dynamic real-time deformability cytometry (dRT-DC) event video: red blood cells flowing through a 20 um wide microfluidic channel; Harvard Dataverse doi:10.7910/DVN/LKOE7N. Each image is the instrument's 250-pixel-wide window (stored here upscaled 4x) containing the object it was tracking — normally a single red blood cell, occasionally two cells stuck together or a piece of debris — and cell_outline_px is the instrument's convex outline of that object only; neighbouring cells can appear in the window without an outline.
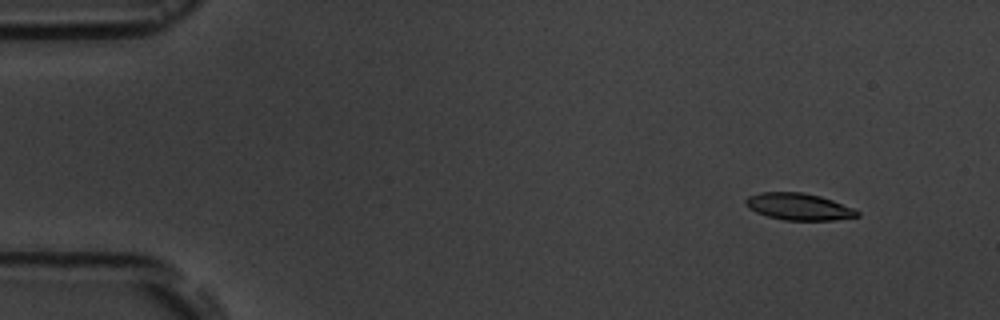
{"species": "common noctule bat (a hibernating species)", "species_latin": "Nyctalus noctula", "temperature_condition": "room temperature", "stored_images_in_passage": 10, "camera_frame_rate_fps": 3000, "um_per_image_px": 0.085, "animal": {"sex": "male", "body_mass_g": 19.5, "forearm_length_mm": 54.6}, "frame": {"image": 1, "passage_image": 1, "time_ms": 0.0, "image_size_px": [1000, 320], "cell_outline_px": [[860, 216], [836, 220], [784, 220], [768, 216], [756, 212], [748, 208], [744, 204], [744, 200], [748, 196], [760, 192], [804, 192], [820, 196], [832, 200], [852, 208], [860, 212]], "centroid_in_image_um": [67.87, 17.56], "position_along_channel_um": 17.1, "area_um2": 17.51}}
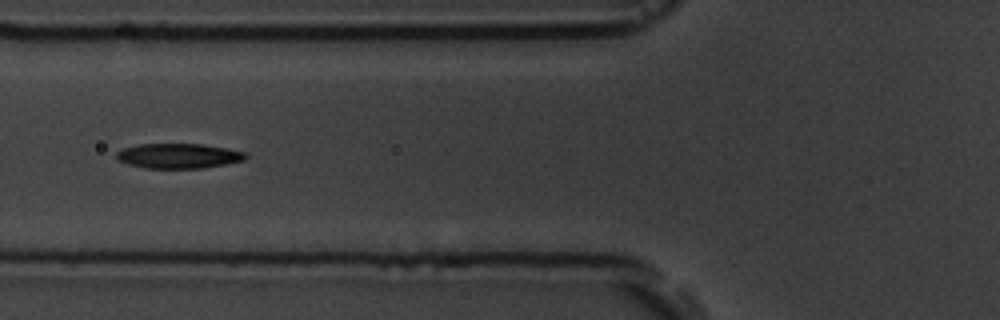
{"frame": {"image": 2, "passage_image": 5, "time_ms": 5.333, "image_size_px": [1000, 320], "cell_outline_px": [[248, 156], [244, 160], [204, 168], [144, 168], [128, 164], [120, 160], [116, 156], [116, 152], [124, 148], [140, 144], [204, 144], [248, 152]], "centroid_in_image_um": [15.22, 13.25], "position_along_channel_um": 110.6, "area_um2": 18.73}}
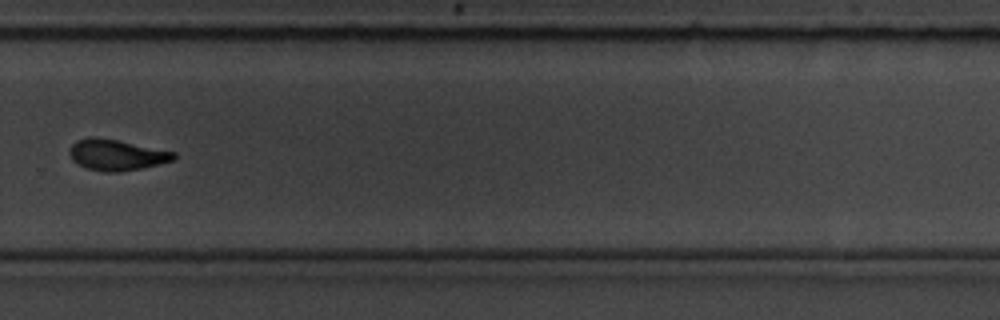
{"frame": {"image": 3, "passage_image": 10, "time_ms": 11.0, "image_size_px": [1000, 320], "cell_outline_px": [[176, 160], [140, 168], [120, 172], [108, 172], [84, 168], [76, 164], [72, 160], [68, 152], [72, 144], [76, 140], [92, 136], [96, 136], [176, 152]], "centroid_in_image_um": [9.87, 13.16], "position_along_channel_um": 319.9, "area_um2": 18.9}}